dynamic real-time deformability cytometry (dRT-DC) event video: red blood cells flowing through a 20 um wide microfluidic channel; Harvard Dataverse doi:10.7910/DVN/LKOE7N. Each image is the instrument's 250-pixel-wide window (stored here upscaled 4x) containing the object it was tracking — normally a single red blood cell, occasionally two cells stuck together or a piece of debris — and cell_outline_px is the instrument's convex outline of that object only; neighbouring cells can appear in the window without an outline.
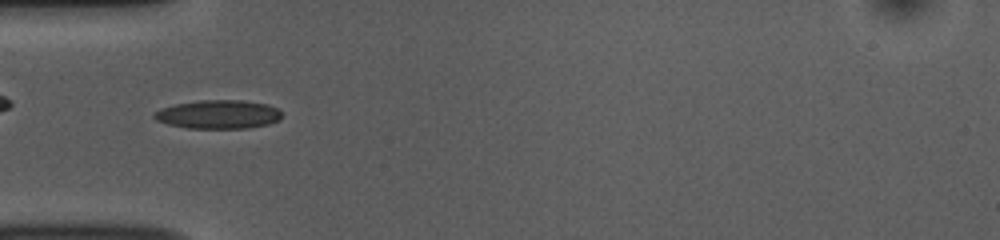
{"species": "common noctule bat (a hibernating species)", "species_latin": "Nyctalus noctula", "temperature_condition": "room temperature", "stored_images_in_passage": 39, "camera_frame_rate_fps": 3000, "um_per_image_px": 0.085, "animal": {"sex": "female", "body_mass_g": 10.0, "forearm_length_mm": 53.1}, "frame": {"image": 1, "passage_image": 3, "time_ms": 0.667, "image_size_px": [1000, 240], "cell_outline_px": [[284, 112], [280, 120], [268, 124], [248, 128], [188, 128], [168, 124], [156, 120], [152, 116], [160, 108], [176, 104], [200, 100], [244, 100], [268, 104]], "centroid_in_image_um": [18.6, 9.72], "position_along_channel_um": 66.4, "area_um2": 21.44}}
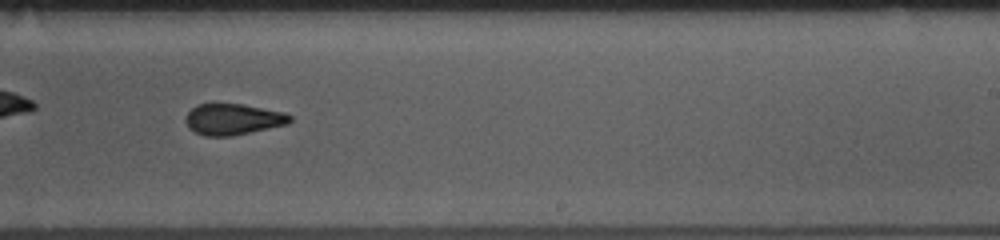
{"frame": {"image": 2, "passage_image": 19, "time_ms": 6.0, "image_size_px": [1000, 240], "cell_outline_px": [[292, 120], [288, 124], [232, 136], [204, 136], [188, 128], [184, 120], [184, 116], [196, 104], [244, 104], [284, 112], [292, 116]], "centroid_in_image_um": [19.79, 10.14], "position_along_channel_um": 269.2, "area_um2": 19.07}}
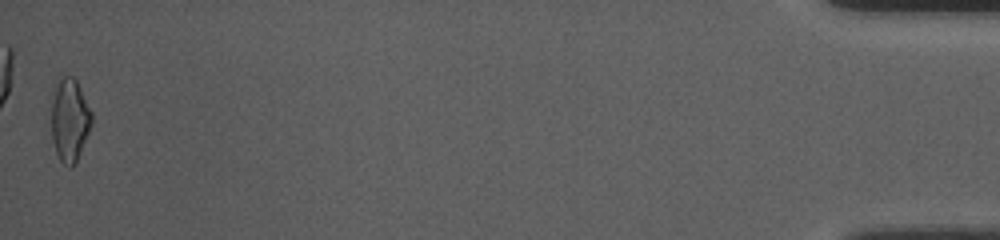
{"frame": {"image": 3, "passage_image": 39, "time_ms": 12.667, "image_size_px": [1000, 240], "cell_outline_px": [[92, 124], [76, 164], [68, 168], [60, 160], [56, 152], [52, 136], [48, 96], [52, 84], [56, 76], [60, 72], [72, 76], [76, 80], [92, 112]], "centroid_in_image_um": [5.84, 10.06], "position_along_channel_um": 429.4, "area_um2": 20.92}, "authors_computed_cell_mechanics": {"area_um2": 19.3052, "velocity_mm_per_s": 3.7984, "shape_relaxation_time_tau1_ms": 6.8226, "shape_relaxation_time_tau2_ms": 2.9343, "deformation_change_tau1": 0.1626, "deformation_change_tau2": 0.1072}}